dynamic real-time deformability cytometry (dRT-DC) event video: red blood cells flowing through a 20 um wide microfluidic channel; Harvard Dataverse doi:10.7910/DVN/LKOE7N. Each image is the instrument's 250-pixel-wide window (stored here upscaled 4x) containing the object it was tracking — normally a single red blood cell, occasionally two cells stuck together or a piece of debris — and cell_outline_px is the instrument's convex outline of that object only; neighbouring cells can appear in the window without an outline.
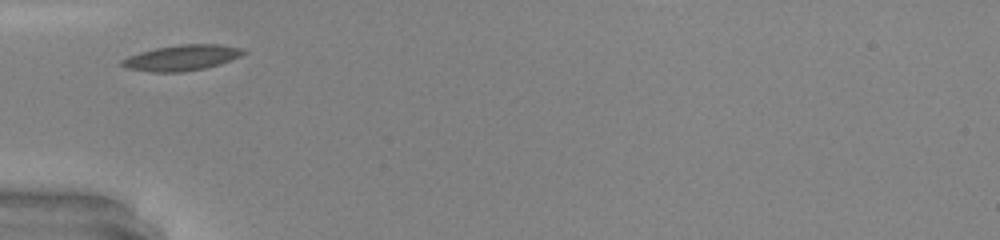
{"species": "common noctule bat (a hibernating species)", "species_latin": "Nyctalus noctula", "temperature_condition": "warm", "stored_images_in_passage": 23, "camera_frame_rate_fps": 3000, "um_per_image_px": 0.085, "animal": {"sex": "male", "body_mass_g": 20.0, "forearm_length_mm": 53.3}, "frame": {"image": 1, "passage_image": 1, "time_ms": 0.0, "image_size_px": [1000, 240], "cell_outline_px": [[248, 52], [240, 56], [204, 68], [180, 72], [152, 72], [124, 68], [120, 64], [120, 60], [128, 56], [140, 52], [156, 48], [180, 44], [216, 44], [240, 48]], "centroid_in_image_um": [15.37, 4.91], "position_along_channel_um": 69.6, "area_um2": 17.92}, "authors_computed_cell_mechanics": {"area_um2": 16.5886, "velocity_mm_per_s": 4.2648, "shape_relaxation_time_tau1_ms": 1.5538, "shape_relaxation_time_tau2_ms": 4.4555, "deformation_change_tau1": 0.0481, "deformation_change_tau2": 0.1066}}